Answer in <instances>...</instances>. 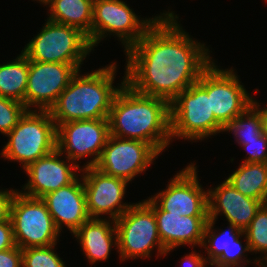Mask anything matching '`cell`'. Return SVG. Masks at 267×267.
<instances>
[{
  "instance_id": "6da1fadb",
  "label": "cell",
  "mask_w": 267,
  "mask_h": 267,
  "mask_svg": "<svg viewBox=\"0 0 267 267\" xmlns=\"http://www.w3.org/2000/svg\"><path fill=\"white\" fill-rule=\"evenodd\" d=\"M180 20L176 13L159 16L124 53L125 83L169 104L215 61L210 46L193 38Z\"/></svg>"
},
{
  "instance_id": "7a4b0ae2",
  "label": "cell",
  "mask_w": 267,
  "mask_h": 267,
  "mask_svg": "<svg viewBox=\"0 0 267 267\" xmlns=\"http://www.w3.org/2000/svg\"><path fill=\"white\" fill-rule=\"evenodd\" d=\"M108 122L110 135L141 140L159 154L172 144L170 104L162 98L141 94L126 83L113 100Z\"/></svg>"
},
{
  "instance_id": "3957f363",
  "label": "cell",
  "mask_w": 267,
  "mask_h": 267,
  "mask_svg": "<svg viewBox=\"0 0 267 267\" xmlns=\"http://www.w3.org/2000/svg\"><path fill=\"white\" fill-rule=\"evenodd\" d=\"M117 64L113 61L84 74L78 70L49 110L55 124L108 118L113 100L125 83L124 71L123 79L114 86Z\"/></svg>"
},
{
  "instance_id": "277c9868",
  "label": "cell",
  "mask_w": 267,
  "mask_h": 267,
  "mask_svg": "<svg viewBox=\"0 0 267 267\" xmlns=\"http://www.w3.org/2000/svg\"><path fill=\"white\" fill-rule=\"evenodd\" d=\"M223 132L224 127L211 111L206 69L196 83L183 90L170 103L171 140L184 139V142L187 140L196 143L220 133L224 134Z\"/></svg>"
},
{
  "instance_id": "5b68a950",
  "label": "cell",
  "mask_w": 267,
  "mask_h": 267,
  "mask_svg": "<svg viewBox=\"0 0 267 267\" xmlns=\"http://www.w3.org/2000/svg\"><path fill=\"white\" fill-rule=\"evenodd\" d=\"M57 127L49 110H27L9 132L0 156L20 163L24 170L30 163L56 149Z\"/></svg>"
},
{
  "instance_id": "8992f818",
  "label": "cell",
  "mask_w": 267,
  "mask_h": 267,
  "mask_svg": "<svg viewBox=\"0 0 267 267\" xmlns=\"http://www.w3.org/2000/svg\"><path fill=\"white\" fill-rule=\"evenodd\" d=\"M123 0H95L92 18V48L113 35L121 42L123 52L134 46L159 16L175 13L169 9L142 18Z\"/></svg>"
},
{
  "instance_id": "52a82bcc",
  "label": "cell",
  "mask_w": 267,
  "mask_h": 267,
  "mask_svg": "<svg viewBox=\"0 0 267 267\" xmlns=\"http://www.w3.org/2000/svg\"><path fill=\"white\" fill-rule=\"evenodd\" d=\"M43 25L22 49L28 60L82 65L94 51L81 30L49 19Z\"/></svg>"
},
{
  "instance_id": "ba28073f",
  "label": "cell",
  "mask_w": 267,
  "mask_h": 267,
  "mask_svg": "<svg viewBox=\"0 0 267 267\" xmlns=\"http://www.w3.org/2000/svg\"><path fill=\"white\" fill-rule=\"evenodd\" d=\"M118 236L120 262L149 259L156 248V255L166 256L160 240L154 210L144 201L134 203L122 216L115 220Z\"/></svg>"
},
{
  "instance_id": "9c48e42d",
  "label": "cell",
  "mask_w": 267,
  "mask_h": 267,
  "mask_svg": "<svg viewBox=\"0 0 267 267\" xmlns=\"http://www.w3.org/2000/svg\"><path fill=\"white\" fill-rule=\"evenodd\" d=\"M10 219L15 244L21 250L60 242L61 233L41 198L24 195L18 190L12 201Z\"/></svg>"
},
{
  "instance_id": "30bf717a",
  "label": "cell",
  "mask_w": 267,
  "mask_h": 267,
  "mask_svg": "<svg viewBox=\"0 0 267 267\" xmlns=\"http://www.w3.org/2000/svg\"><path fill=\"white\" fill-rule=\"evenodd\" d=\"M56 148L81 169L95 167L109 137L108 118L77 120L56 125ZM90 157L82 166L79 161Z\"/></svg>"
},
{
  "instance_id": "8fae6325",
  "label": "cell",
  "mask_w": 267,
  "mask_h": 267,
  "mask_svg": "<svg viewBox=\"0 0 267 267\" xmlns=\"http://www.w3.org/2000/svg\"><path fill=\"white\" fill-rule=\"evenodd\" d=\"M197 162L188 163L165 189L149 196L162 210L180 216H209L208 190L199 182ZM206 190V191H205Z\"/></svg>"
},
{
  "instance_id": "7c38bea8",
  "label": "cell",
  "mask_w": 267,
  "mask_h": 267,
  "mask_svg": "<svg viewBox=\"0 0 267 267\" xmlns=\"http://www.w3.org/2000/svg\"><path fill=\"white\" fill-rule=\"evenodd\" d=\"M158 156L160 154L146 142L109 135L95 168L130 183L145 174Z\"/></svg>"
},
{
  "instance_id": "4fadbf2b",
  "label": "cell",
  "mask_w": 267,
  "mask_h": 267,
  "mask_svg": "<svg viewBox=\"0 0 267 267\" xmlns=\"http://www.w3.org/2000/svg\"><path fill=\"white\" fill-rule=\"evenodd\" d=\"M216 62L207 68V94L215 119L225 128L252 105L253 96L234 67L223 69Z\"/></svg>"
},
{
  "instance_id": "5bb4252c",
  "label": "cell",
  "mask_w": 267,
  "mask_h": 267,
  "mask_svg": "<svg viewBox=\"0 0 267 267\" xmlns=\"http://www.w3.org/2000/svg\"><path fill=\"white\" fill-rule=\"evenodd\" d=\"M81 176L90 218L115 221L134 204L123 202L130 184L127 180L106 175L95 167L82 169Z\"/></svg>"
},
{
  "instance_id": "9a60e30c",
  "label": "cell",
  "mask_w": 267,
  "mask_h": 267,
  "mask_svg": "<svg viewBox=\"0 0 267 267\" xmlns=\"http://www.w3.org/2000/svg\"><path fill=\"white\" fill-rule=\"evenodd\" d=\"M82 65L46 63L29 60V74L25 93L28 110H50L61 92Z\"/></svg>"
},
{
  "instance_id": "2e32d148",
  "label": "cell",
  "mask_w": 267,
  "mask_h": 267,
  "mask_svg": "<svg viewBox=\"0 0 267 267\" xmlns=\"http://www.w3.org/2000/svg\"><path fill=\"white\" fill-rule=\"evenodd\" d=\"M81 170L56 148L23 170L28 180L18 190L24 195L41 198L72 183L81 174Z\"/></svg>"
},
{
  "instance_id": "e0dca14e",
  "label": "cell",
  "mask_w": 267,
  "mask_h": 267,
  "mask_svg": "<svg viewBox=\"0 0 267 267\" xmlns=\"http://www.w3.org/2000/svg\"><path fill=\"white\" fill-rule=\"evenodd\" d=\"M216 221L208 219L203 236L201 249H205L207 264L210 267H246L252 264L253 261L248 259V254L252 252L244 231L231 223H226V230L217 229Z\"/></svg>"
},
{
  "instance_id": "ac0fdd59",
  "label": "cell",
  "mask_w": 267,
  "mask_h": 267,
  "mask_svg": "<svg viewBox=\"0 0 267 267\" xmlns=\"http://www.w3.org/2000/svg\"><path fill=\"white\" fill-rule=\"evenodd\" d=\"M153 210L166 255L177 247H201L209 216H180L162 210L150 197L143 199Z\"/></svg>"
},
{
  "instance_id": "d6986e66",
  "label": "cell",
  "mask_w": 267,
  "mask_h": 267,
  "mask_svg": "<svg viewBox=\"0 0 267 267\" xmlns=\"http://www.w3.org/2000/svg\"><path fill=\"white\" fill-rule=\"evenodd\" d=\"M41 199L60 233L65 227L72 235L90 219L81 174L72 183L45 194Z\"/></svg>"
},
{
  "instance_id": "ffe728a7",
  "label": "cell",
  "mask_w": 267,
  "mask_h": 267,
  "mask_svg": "<svg viewBox=\"0 0 267 267\" xmlns=\"http://www.w3.org/2000/svg\"><path fill=\"white\" fill-rule=\"evenodd\" d=\"M207 190L209 219L217 220L218 216H224L227 223L243 231L263 204L259 200L242 195L226 180L215 187L210 185Z\"/></svg>"
},
{
  "instance_id": "44dd1931",
  "label": "cell",
  "mask_w": 267,
  "mask_h": 267,
  "mask_svg": "<svg viewBox=\"0 0 267 267\" xmlns=\"http://www.w3.org/2000/svg\"><path fill=\"white\" fill-rule=\"evenodd\" d=\"M72 235L90 265L107 262L113 247L118 253L117 230L112 219L90 218Z\"/></svg>"
},
{
  "instance_id": "7402d4cb",
  "label": "cell",
  "mask_w": 267,
  "mask_h": 267,
  "mask_svg": "<svg viewBox=\"0 0 267 267\" xmlns=\"http://www.w3.org/2000/svg\"><path fill=\"white\" fill-rule=\"evenodd\" d=\"M93 0H43L47 19L75 27L88 36L92 46Z\"/></svg>"
},
{
  "instance_id": "603a6c76",
  "label": "cell",
  "mask_w": 267,
  "mask_h": 267,
  "mask_svg": "<svg viewBox=\"0 0 267 267\" xmlns=\"http://www.w3.org/2000/svg\"><path fill=\"white\" fill-rule=\"evenodd\" d=\"M225 180L242 195L267 203V163H244Z\"/></svg>"
},
{
  "instance_id": "cb8c5ba5",
  "label": "cell",
  "mask_w": 267,
  "mask_h": 267,
  "mask_svg": "<svg viewBox=\"0 0 267 267\" xmlns=\"http://www.w3.org/2000/svg\"><path fill=\"white\" fill-rule=\"evenodd\" d=\"M28 74L29 60L22 51L15 59L0 64V96L25 105Z\"/></svg>"
},
{
  "instance_id": "d4e9b609",
  "label": "cell",
  "mask_w": 267,
  "mask_h": 267,
  "mask_svg": "<svg viewBox=\"0 0 267 267\" xmlns=\"http://www.w3.org/2000/svg\"><path fill=\"white\" fill-rule=\"evenodd\" d=\"M232 133L235 143L258 139L262 134V122L259 111L250 105L241 115L235 117L225 128L224 133Z\"/></svg>"
},
{
  "instance_id": "484cf974",
  "label": "cell",
  "mask_w": 267,
  "mask_h": 267,
  "mask_svg": "<svg viewBox=\"0 0 267 267\" xmlns=\"http://www.w3.org/2000/svg\"><path fill=\"white\" fill-rule=\"evenodd\" d=\"M251 255L260 253L257 259H267V203L262 204L255 217L244 230Z\"/></svg>"
},
{
  "instance_id": "4316f807",
  "label": "cell",
  "mask_w": 267,
  "mask_h": 267,
  "mask_svg": "<svg viewBox=\"0 0 267 267\" xmlns=\"http://www.w3.org/2000/svg\"><path fill=\"white\" fill-rule=\"evenodd\" d=\"M56 245L22 249V267H67Z\"/></svg>"
},
{
  "instance_id": "83f0119b",
  "label": "cell",
  "mask_w": 267,
  "mask_h": 267,
  "mask_svg": "<svg viewBox=\"0 0 267 267\" xmlns=\"http://www.w3.org/2000/svg\"><path fill=\"white\" fill-rule=\"evenodd\" d=\"M27 110L23 103L0 96V133L11 132Z\"/></svg>"
},
{
  "instance_id": "f1b7e54d",
  "label": "cell",
  "mask_w": 267,
  "mask_h": 267,
  "mask_svg": "<svg viewBox=\"0 0 267 267\" xmlns=\"http://www.w3.org/2000/svg\"><path fill=\"white\" fill-rule=\"evenodd\" d=\"M242 149L247 151L244 163H267V137L262 134L258 139L251 141H241Z\"/></svg>"
},
{
  "instance_id": "f546056e",
  "label": "cell",
  "mask_w": 267,
  "mask_h": 267,
  "mask_svg": "<svg viewBox=\"0 0 267 267\" xmlns=\"http://www.w3.org/2000/svg\"><path fill=\"white\" fill-rule=\"evenodd\" d=\"M18 189H0V222L10 220L11 205L15 194Z\"/></svg>"
},
{
  "instance_id": "4dcf8cb0",
  "label": "cell",
  "mask_w": 267,
  "mask_h": 267,
  "mask_svg": "<svg viewBox=\"0 0 267 267\" xmlns=\"http://www.w3.org/2000/svg\"><path fill=\"white\" fill-rule=\"evenodd\" d=\"M0 267H22V250L16 245L0 251Z\"/></svg>"
},
{
  "instance_id": "1f68e13d",
  "label": "cell",
  "mask_w": 267,
  "mask_h": 267,
  "mask_svg": "<svg viewBox=\"0 0 267 267\" xmlns=\"http://www.w3.org/2000/svg\"><path fill=\"white\" fill-rule=\"evenodd\" d=\"M15 246L11 219L0 222V251L11 249Z\"/></svg>"
},
{
  "instance_id": "d6a6232c",
  "label": "cell",
  "mask_w": 267,
  "mask_h": 267,
  "mask_svg": "<svg viewBox=\"0 0 267 267\" xmlns=\"http://www.w3.org/2000/svg\"><path fill=\"white\" fill-rule=\"evenodd\" d=\"M195 249L196 248H192L189 254H186L185 256L181 258V260L179 261L180 266L182 267H210L205 260L206 255H204V252L203 254H201V250L197 252Z\"/></svg>"
},
{
  "instance_id": "836d02e7",
  "label": "cell",
  "mask_w": 267,
  "mask_h": 267,
  "mask_svg": "<svg viewBox=\"0 0 267 267\" xmlns=\"http://www.w3.org/2000/svg\"><path fill=\"white\" fill-rule=\"evenodd\" d=\"M252 105L260 113L261 122H262V132L267 137V103L264 105V107H262L263 103L261 104V102L256 100L254 97L252 101Z\"/></svg>"
},
{
  "instance_id": "e575fe53",
  "label": "cell",
  "mask_w": 267,
  "mask_h": 267,
  "mask_svg": "<svg viewBox=\"0 0 267 267\" xmlns=\"http://www.w3.org/2000/svg\"><path fill=\"white\" fill-rule=\"evenodd\" d=\"M253 264H255L258 267H267V259H253Z\"/></svg>"
},
{
  "instance_id": "d590c367",
  "label": "cell",
  "mask_w": 267,
  "mask_h": 267,
  "mask_svg": "<svg viewBox=\"0 0 267 267\" xmlns=\"http://www.w3.org/2000/svg\"><path fill=\"white\" fill-rule=\"evenodd\" d=\"M34 2L37 1V3H41L43 0H33Z\"/></svg>"
}]
</instances>
